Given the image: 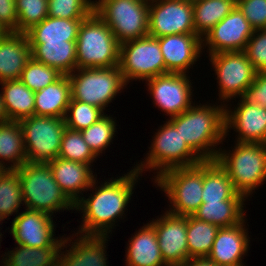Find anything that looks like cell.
I'll list each match as a JSON object with an SVG mask.
<instances>
[{"label":"cell","mask_w":266,"mask_h":266,"mask_svg":"<svg viewBox=\"0 0 266 266\" xmlns=\"http://www.w3.org/2000/svg\"><path fill=\"white\" fill-rule=\"evenodd\" d=\"M119 54L120 43L95 12L82 21L76 40L77 68L119 66Z\"/></svg>","instance_id":"cell-5"},{"label":"cell","mask_w":266,"mask_h":266,"mask_svg":"<svg viewBox=\"0 0 266 266\" xmlns=\"http://www.w3.org/2000/svg\"><path fill=\"white\" fill-rule=\"evenodd\" d=\"M242 98L253 105L266 107V72H258L254 82L247 88Z\"/></svg>","instance_id":"cell-44"},{"label":"cell","mask_w":266,"mask_h":266,"mask_svg":"<svg viewBox=\"0 0 266 266\" xmlns=\"http://www.w3.org/2000/svg\"><path fill=\"white\" fill-rule=\"evenodd\" d=\"M73 236L64 237L61 247L58 266H108L106 254V243L109 236L81 235L75 233ZM79 237V238H78ZM70 242V244H69ZM66 244V245H65ZM67 244L71 247L67 250ZM66 248L65 251H62Z\"/></svg>","instance_id":"cell-21"},{"label":"cell","mask_w":266,"mask_h":266,"mask_svg":"<svg viewBox=\"0 0 266 266\" xmlns=\"http://www.w3.org/2000/svg\"><path fill=\"white\" fill-rule=\"evenodd\" d=\"M157 39L165 61V73L186 74L201 57L202 38L195 33L166 35Z\"/></svg>","instance_id":"cell-19"},{"label":"cell","mask_w":266,"mask_h":266,"mask_svg":"<svg viewBox=\"0 0 266 266\" xmlns=\"http://www.w3.org/2000/svg\"><path fill=\"white\" fill-rule=\"evenodd\" d=\"M25 210L16 215L11 223L10 234L17 245L30 248L63 246V236L54 237L53 216L42 211Z\"/></svg>","instance_id":"cell-15"},{"label":"cell","mask_w":266,"mask_h":266,"mask_svg":"<svg viewBox=\"0 0 266 266\" xmlns=\"http://www.w3.org/2000/svg\"><path fill=\"white\" fill-rule=\"evenodd\" d=\"M94 12V0H48V16L85 19Z\"/></svg>","instance_id":"cell-41"},{"label":"cell","mask_w":266,"mask_h":266,"mask_svg":"<svg viewBox=\"0 0 266 266\" xmlns=\"http://www.w3.org/2000/svg\"><path fill=\"white\" fill-rule=\"evenodd\" d=\"M19 123L27 162L48 163L59 156L62 136L67 128L64 118L33 115L19 120Z\"/></svg>","instance_id":"cell-10"},{"label":"cell","mask_w":266,"mask_h":266,"mask_svg":"<svg viewBox=\"0 0 266 266\" xmlns=\"http://www.w3.org/2000/svg\"><path fill=\"white\" fill-rule=\"evenodd\" d=\"M31 57L62 75H69L77 68L76 41L29 43Z\"/></svg>","instance_id":"cell-25"},{"label":"cell","mask_w":266,"mask_h":266,"mask_svg":"<svg viewBox=\"0 0 266 266\" xmlns=\"http://www.w3.org/2000/svg\"><path fill=\"white\" fill-rule=\"evenodd\" d=\"M145 82L154 99L153 104L170 116L169 118L187 111L193 105V87L188 73L168 72Z\"/></svg>","instance_id":"cell-13"},{"label":"cell","mask_w":266,"mask_h":266,"mask_svg":"<svg viewBox=\"0 0 266 266\" xmlns=\"http://www.w3.org/2000/svg\"><path fill=\"white\" fill-rule=\"evenodd\" d=\"M22 187L16 169H0V217L5 220L19 212L23 204Z\"/></svg>","instance_id":"cell-35"},{"label":"cell","mask_w":266,"mask_h":266,"mask_svg":"<svg viewBox=\"0 0 266 266\" xmlns=\"http://www.w3.org/2000/svg\"><path fill=\"white\" fill-rule=\"evenodd\" d=\"M22 187L25 209L53 215L56 211L75 210V204L55 181L48 163L25 162L16 169Z\"/></svg>","instance_id":"cell-3"},{"label":"cell","mask_w":266,"mask_h":266,"mask_svg":"<svg viewBox=\"0 0 266 266\" xmlns=\"http://www.w3.org/2000/svg\"><path fill=\"white\" fill-rule=\"evenodd\" d=\"M245 221L246 218L237 225L219 228L207 256L215 265L245 266L242 259L248 253L250 244Z\"/></svg>","instance_id":"cell-20"},{"label":"cell","mask_w":266,"mask_h":266,"mask_svg":"<svg viewBox=\"0 0 266 266\" xmlns=\"http://www.w3.org/2000/svg\"><path fill=\"white\" fill-rule=\"evenodd\" d=\"M0 23L8 32H18L15 0H0Z\"/></svg>","instance_id":"cell-45"},{"label":"cell","mask_w":266,"mask_h":266,"mask_svg":"<svg viewBox=\"0 0 266 266\" xmlns=\"http://www.w3.org/2000/svg\"><path fill=\"white\" fill-rule=\"evenodd\" d=\"M203 202H219L223 200H246L239 194L227 172L216 160L203 161Z\"/></svg>","instance_id":"cell-27"},{"label":"cell","mask_w":266,"mask_h":266,"mask_svg":"<svg viewBox=\"0 0 266 266\" xmlns=\"http://www.w3.org/2000/svg\"><path fill=\"white\" fill-rule=\"evenodd\" d=\"M152 141L145 160L134 166L141 175L147 169L157 170L156 176H153L156 178L166 170L194 166L203 161L183 141L180 132L169 120L155 132Z\"/></svg>","instance_id":"cell-6"},{"label":"cell","mask_w":266,"mask_h":266,"mask_svg":"<svg viewBox=\"0 0 266 266\" xmlns=\"http://www.w3.org/2000/svg\"><path fill=\"white\" fill-rule=\"evenodd\" d=\"M84 19L46 17L26 32L29 43L76 41Z\"/></svg>","instance_id":"cell-28"},{"label":"cell","mask_w":266,"mask_h":266,"mask_svg":"<svg viewBox=\"0 0 266 266\" xmlns=\"http://www.w3.org/2000/svg\"><path fill=\"white\" fill-rule=\"evenodd\" d=\"M31 58L26 33L8 32L0 38V82L20 80L22 71Z\"/></svg>","instance_id":"cell-23"},{"label":"cell","mask_w":266,"mask_h":266,"mask_svg":"<svg viewBox=\"0 0 266 266\" xmlns=\"http://www.w3.org/2000/svg\"><path fill=\"white\" fill-rule=\"evenodd\" d=\"M150 0H96L94 12L121 44L148 35Z\"/></svg>","instance_id":"cell-9"},{"label":"cell","mask_w":266,"mask_h":266,"mask_svg":"<svg viewBox=\"0 0 266 266\" xmlns=\"http://www.w3.org/2000/svg\"><path fill=\"white\" fill-rule=\"evenodd\" d=\"M55 181L66 196L75 204L88 191L91 184L97 178L93 175V165L77 161H68L57 157L48 162ZM82 193V194H81Z\"/></svg>","instance_id":"cell-22"},{"label":"cell","mask_w":266,"mask_h":266,"mask_svg":"<svg viewBox=\"0 0 266 266\" xmlns=\"http://www.w3.org/2000/svg\"><path fill=\"white\" fill-rule=\"evenodd\" d=\"M114 119L105 113L97 122L80 131L84 141L98 158L100 153H103L108 146L110 147L112 139L116 135L117 128Z\"/></svg>","instance_id":"cell-36"},{"label":"cell","mask_w":266,"mask_h":266,"mask_svg":"<svg viewBox=\"0 0 266 266\" xmlns=\"http://www.w3.org/2000/svg\"><path fill=\"white\" fill-rule=\"evenodd\" d=\"M246 200H223L219 202H203L193 213L198 220L214 224L219 228L231 227L245 219L244 206Z\"/></svg>","instance_id":"cell-31"},{"label":"cell","mask_w":266,"mask_h":266,"mask_svg":"<svg viewBox=\"0 0 266 266\" xmlns=\"http://www.w3.org/2000/svg\"><path fill=\"white\" fill-rule=\"evenodd\" d=\"M61 247L30 248L18 245L5 252L1 266H58Z\"/></svg>","instance_id":"cell-33"},{"label":"cell","mask_w":266,"mask_h":266,"mask_svg":"<svg viewBox=\"0 0 266 266\" xmlns=\"http://www.w3.org/2000/svg\"><path fill=\"white\" fill-rule=\"evenodd\" d=\"M156 219H152L150 224L156 232L164 263L167 266H182L189 259L187 216L165 211L163 216Z\"/></svg>","instance_id":"cell-17"},{"label":"cell","mask_w":266,"mask_h":266,"mask_svg":"<svg viewBox=\"0 0 266 266\" xmlns=\"http://www.w3.org/2000/svg\"><path fill=\"white\" fill-rule=\"evenodd\" d=\"M181 1H185V2L194 3V2H197V1H199V0H181Z\"/></svg>","instance_id":"cell-50"},{"label":"cell","mask_w":266,"mask_h":266,"mask_svg":"<svg viewBox=\"0 0 266 266\" xmlns=\"http://www.w3.org/2000/svg\"><path fill=\"white\" fill-rule=\"evenodd\" d=\"M62 74L55 68L34 60L26 63L20 80L32 91L36 92L57 81Z\"/></svg>","instance_id":"cell-38"},{"label":"cell","mask_w":266,"mask_h":266,"mask_svg":"<svg viewBox=\"0 0 266 266\" xmlns=\"http://www.w3.org/2000/svg\"><path fill=\"white\" fill-rule=\"evenodd\" d=\"M244 53L257 73L266 72V29L254 31Z\"/></svg>","instance_id":"cell-42"},{"label":"cell","mask_w":266,"mask_h":266,"mask_svg":"<svg viewBox=\"0 0 266 266\" xmlns=\"http://www.w3.org/2000/svg\"><path fill=\"white\" fill-rule=\"evenodd\" d=\"M128 242L126 266H167L150 223L144 224Z\"/></svg>","instance_id":"cell-24"},{"label":"cell","mask_w":266,"mask_h":266,"mask_svg":"<svg viewBox=\"0 0 266 266\" xmlns=\"http://www.w3.org/2000/svg\"><path fill=\"white\" fill-rule=\"evenodd\" d=\"M2 221H3V219L0 217V224L3 223ZM0 228H1V227H0ZM0 231H1V230H0ZM1 238H2V233L0 232V241H2ZM0 244H1V242H0Z\"/></svg>","instance_id":"cell-49"},{"label":"cell","mask_w":266,"mask_h":266,"mask_svg":"<svg viewBox=\"0 0 266 266\" xmlns=\"http://www.w3.org/2000/svg\"><path fill=\"white\" fill-rule=\"evenodd\" d=\"M225 111L226 104L222 102L217 106L194 103L187 111L167 120L203 161H213L219 152L217 145L226 138Z\"/></svg>","instance_id":"cell-2"},{"label":"cell","mask_w":266,"mask_h":266,"mask_svg":"<svg viewBox=\"0 0 266 266\" xmlns=\"http://www.w3.org/2000/svg\"><path fill=\"white\" fill-rule=\"evenodd\" d=\"M171 204L168 212L188 216L203 203V161L189 167H177L166 170L153 178Z\"/></svg>","instance_id":"cell-8"},{"label":"cell","mask_w":266,"mask_h":266,"mask_svg":"<svg viewBox=\"0 0 266 266\" xmlns=\"http://www.w3.org/2000/svg\"><path fill=\"white\" fill-rule=\"evenodd\" d=\"M254 31L236 6L203 37V47H208V55L244 51Z\"/></svg>","instance_id":"cell-16"},{"label":"cell","mask_w":266,"mask_h":266,"mask_svg":"<svg viewBox=\"0 0 266 266\" xmlns=\"http://www.w3.org/2000/svg\"><path fill=\"white\" fill-rule=\"evenodd\" d=\"M35 116L64 118L71 100V83L68 75L35 92Z\"/></svg>","instance_id":"cell-26"},{"label":"cell","mask_w":266,"mask_h":266,"mask_svg":"<svg viewBox=\"0 0 266 266\" xmlns=\"http://www.w3.org/2000/svg\"><path fill=\"white\" fill-rule=\"evenodd\" d=\"M9 121L3 102L2 93L0 92V123Z\"/></svg>","instance_id":"cell-47"},{"label":"cell","mask_w":266,"mask_h":266,"mask_svg":"<svg viewBox=\"0 0 266 266\" xmlns=\"http://www.w3.org/2000/svg\"><path fill=\"white\" fill-rule=\"evenodd\" d=\"M119 68L124 80H147L165 74V61L156 37L150 35L120 44Z\"/></svg>","instance_id":"cell-11"},{"label":"cell","mask_w":266,"mask_h":266,"mask_svg":"<svg viewBox=\"0 0 266 266\" xmlns=\"http://www.w3.org/2000/svg\"><path fill=\"white\" fill-rule=\"evenodd\" d=\"M68 78L71 83V99L99 107L103 111L128 85L119 66L76 68Z\"/></svg>","instance_id":"cell-7"},{"label":"cell","mask_w":266,"mask_h":266,"mask_svg":"<svg viewBox=\"0 0 266 266\" xmlns=\"http://www.w3.org/2000/svg\"><path fill=\"white\" fill-rule=\"evenodd\" d=\"M262 144L266 147V138H265V140L263 141Z\"/></svg>","instance_id":"cell-51"},{"label":"cell","mask_w":266,"mask_h":266,"mask_svg":"<svg viewBox=\"0 0 266 266\" xmlns=\"http://www.w3.org/2000/svg\"><path fill=\"white\" fill-rule=\"evenodd\" d=\"M192 5L195 34L203 39L236 7V0H199Z\"/></svg>","instance_id":"cell-32"},{"label":"cell","mask_w":266,"mask_h":266,"mask_svg":"<svg viewBox=\"0 0 266 266\" xmlns=\"http://www.w3.org/2000/svg\"><path fill=\"white\" fill-rule=\"evenodd\" d=\"M59 158L91 165L97 158L91 151L80 131L64 130Z\"/></svg>","instance_id":"cell-37"},{"label":"cell","mask_w":266,"mask_h":266,"mask_svg":"<svg viewBox=\"0 0 266 266\" xmlns=\"http://www.w3.org/2000/svg\"><path fill=\"white\" fill-rule=\"evenodd\" d=\"M219 86V100L229 102L242 97L254 82L256 71L244 51L208 55Z\"/></svg>","instance_id":"cell-12"},{"label":"cell","mask_w":266,"mask_h":266,"mask_svg":"<svg viewBox=\"0 0 266 266\" xmlns=\"http://www.w3.org/2000/svg\"><path fill=\"white\" fill-rule=\"evenodd\" d=\"M195 33L193 5L181 0H150L148 35Z\"/></svg>","instance_id":"cell-14"},{"label":"cell","mask_w":266,"mask_h":266,"mask_svg":"<svg viewBox=\"0 0 266 266\" xmlns=\"http://www.w3.org/2000/svg\"><path fill=\"white\" fill-rule=\"evenodd\" d=\"M239 99L234 110L226 106V136L233 129L238 132L235 142L262 144L266 138V107L248 103L242 97Z\"/></svg>","instance_id":"cell-18"},{"label":"cell","mask_w":266,"mask_h":266,"mask_svg":"<svg viewBox=\"0 0 266 266\" xmlns=\"http://www.w3.org/2000/svg\"><path fill=\"white\" fill-rule=\"evenodd\" d=\"M236 6L254 30L266 29V0H236Z\"/></svg>","instance_id":"cell-43"},{"label":"cell","mask_w":266,"mask_h":266,"mask_svg":"<svg viewBox=\"0 0 266 266\" xmlns=\"http://www.w3.org/2000/svg\"><path fill=\"white\" fill-rule=\"evenodd\" d=\"M219 227L187 216V245L189 258L207 257L211 252Z\"/></svg>","instance_id":"cell-34"},{"label":"cell","mask_w":266,"mask_h":266,"mask_svg":"<svg viewBox=\"0 0 266 266\" xmlns=\"http://www.w3.org/2000/svg\"><path fill=\"white\" fill-rule=\"evenodd\" d=\"M25 162L27 155L19 121L0 123V169H18Z\"/></svg>","instance_id":"cell-30"},{"label":"cell","mask_w":266,"mask_h":266,"mask_svg":"<svg viewBox=\"0 0 266 266\" xmlns=\"http://www.w3.org/2000/svg\"><path fill=\"white\" fill-rule=\"evenodd\" d=\"M104 113L99 107L71 99L64 117L66 127L81 131L97 122Z\"/></svg>","instance_id":"cell-39"},{"label":"cell","mask_w":266,"mask_h":266,"mask_svg":"<svg viewBox=\"0 0 266 266\" xmlns=\"http://www.w3.org/2000/svg\"><path fill=\"white\" fill-rule=\"evenodd\" d=\"M4 107L9 120L19 121L34 115L35 92L21 80L0 82Z\"/></svg>","instance_id":"cell-29"},{"label":"cell","mask_w":266,"mask_h":266,"mask_svg":"<svg viewBox=\"0 0 266 266\" xmlns=\"http://www.w3.org/2000/svg\"><path fill=\"white\" fill-rule=\"evenodd\" d=\"M123 175L112 177L113 180L105 181L101 186L95 179L90 186V191L94 189L95 192L92 190L87 199L83 196L75 203V210L83 213L78 234L109 236L112 233L117 219L125 215L139 175L142 176L135 168Z\"/></svg>","instance_id":"cell-1"},{"label":"cell","mask_w":266,"mask_h":266,"mask_svg":"<svg viewBox=\"0 0 266 266\" xmlns=\"http://www.w3.org/2000/svg\"><path fill=\"white\" fill-rule=\"evenodd\" d=\"M234 149H218L216 161L227 172L235 190L246 199L266 180V147L235 142Z\"/></svg>","instance_id":"cell-4"},{"label":"cell","mask_w":266,"mask_h":266,"mask_svg":"<svg viewBox=\"0 0 266 266\" xmlns=\"http://www.w3.org/2000/svg\"><path fill=\"white\" fill-rule=\"evenodd\" d=\"M18 32L26 33L48 17V0H15Z\"/></svg>","instance_id":"cell-40"},{"label":"cell","mask_w":266,"mask_h":266,"mask_svg":"<svg viewBox=\"0 0 266 266\" xmlns=\"http://www.w3.org/2000/svg\"><path fill=\"white\" fill-rule=\"evenodd\" d=\"M182 266H216L207 257L189 258Z\"/></svg>","instance_id":"cell-46"},{"label":"cell","mask_w":266,"mask_h":266,"mask_svg":"<svg viewBox=\"0 0 266 266\" xmlns=\"http://www.w3.org/2000/svg\"><path fill=\"white\" fill-rule=\"evenodd\" d=\"M7 33H8V31L0 23V38L3 37L4 35H6Z\"/></svg>","instance_id":"cell-48"}]
</instances>
